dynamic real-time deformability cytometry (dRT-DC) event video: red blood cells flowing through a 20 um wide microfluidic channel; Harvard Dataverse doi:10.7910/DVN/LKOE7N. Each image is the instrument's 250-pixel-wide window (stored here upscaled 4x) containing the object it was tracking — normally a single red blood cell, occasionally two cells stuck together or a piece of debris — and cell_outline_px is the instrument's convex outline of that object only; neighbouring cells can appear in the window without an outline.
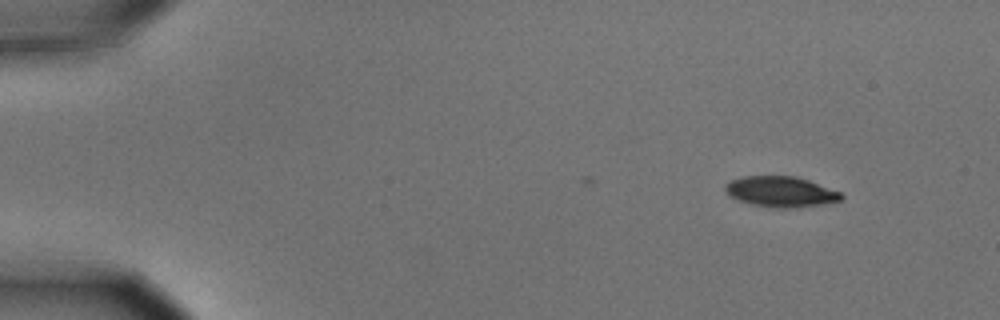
{"species": "common noctule bat (a hibernating species)", "species_latin": "Nyctalus noctula", "temperature_condition": "cold", "stored_images_in_passage": 4, "camera_frame_rate_fps": 3000, "um_per_image_px": 0.085, "animal": {"sex": "male", "body_mass_g": 15.6}, "frame": {"image": 1, "passage_image": 4, "time_ms": 1.0, "image_size_px": [1000, 320], "cell_outline_px": [[844, 196], [840, 200], [820, 204], [792, 208], [776, 208], [752, 204], [740, 200], [732, 196], [724, 188], [724, 184], [732, 180], [744, 176], [796, 176], [808, 180], [840, 192]], "centroid_in_image_um": [66.36, 16.28], "position_along_channel_um": 18.6, "area_um2": 20.29}}